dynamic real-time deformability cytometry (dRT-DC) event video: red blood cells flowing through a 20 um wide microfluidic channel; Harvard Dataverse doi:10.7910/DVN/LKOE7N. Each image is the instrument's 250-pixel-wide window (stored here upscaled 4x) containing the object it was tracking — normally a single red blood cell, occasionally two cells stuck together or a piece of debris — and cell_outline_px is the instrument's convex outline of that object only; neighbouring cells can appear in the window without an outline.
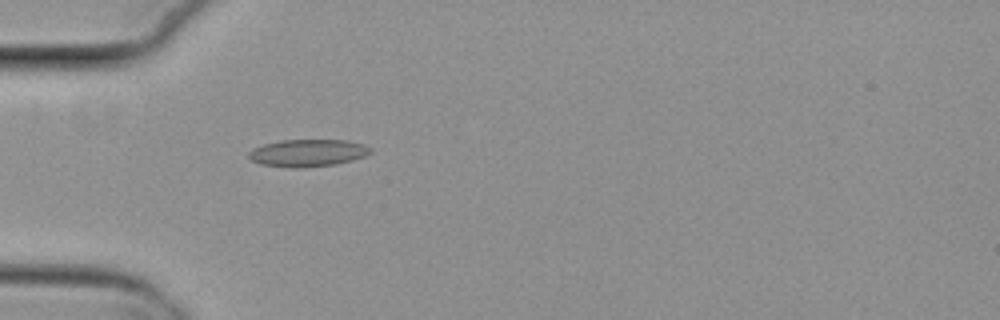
{"species": "common noctule bat (a hibernating species)", "species_latin": "Nyctalus noctula", "temperature_condition": "cold", "stored_images_in_passage": 38, "camera_frame_rate_fps": 3000, "um_per_image_px": 0.085, "animal": {"sex": "female", "body_mass_g": 29.2, "forearm_length_mm": 56.3}, "frame": {"image": 1, "passage_image": 1, "time_ms": 0.0, "image_size_px": [1000, 320], "cell_outline_px": [[372, 152], [364, 156], [352, 160], [336, 164], [300, 168], [292, 168], [260, 164], [252, 160], [248, 156], [248, 152], [252, 148], [264, 144], [280, 140], [348, 140], [364, 144], [372, 148]], "centroid_in_image_um": [26.16, 12.99], "position_along_channel_um": 58.8, "area_um2": 19.48}}
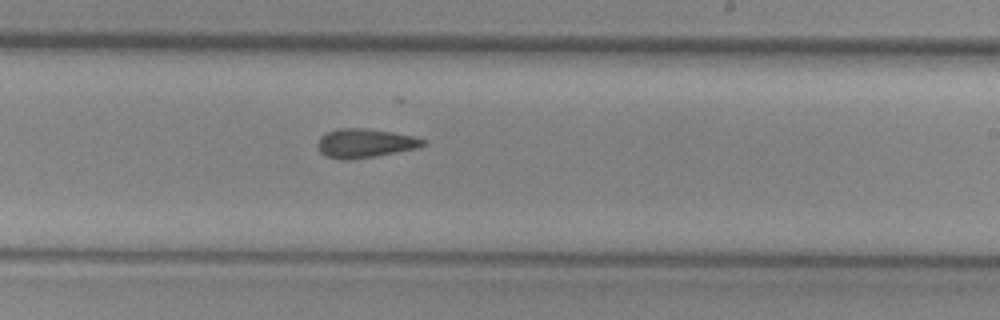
{"frame": {"image": 2, "passage_image": 17, "time_ms": 5.333, "image_size_px": [1000, 320], "cell_outline_px": [[424, 144], [416, 148], [376, 156], [348, 160], [340, 160], [328, 156], [320, 152], [316, 144], [320, 136], [336, 128], [364, 128], [392, 132], [412, 136], [424, 140]], "centroid_in_image_um": [30.95, 12.17], "position_along_channel_um": 258.0, "area_um2": 17.63}}
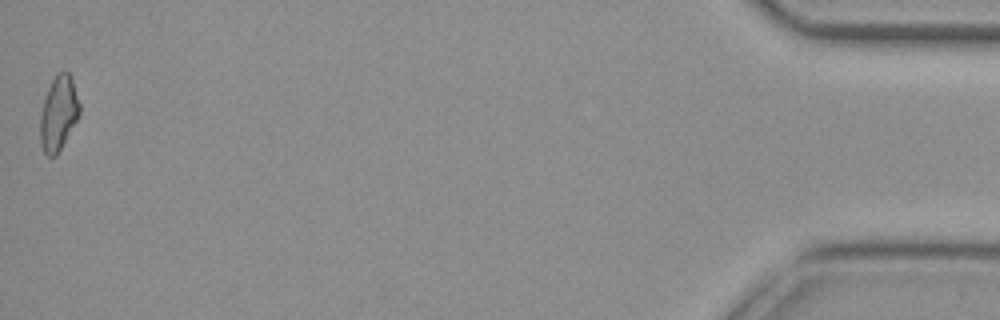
{"frame": {"image": 3, "passage_image": 38, "time_ms": 12.333, "image_size_px": [1000, 320], "cell_outline_px": [[80, 112], [76, 120], [56, 156], [48, 156], [44, 152], [40, 144], [40, 116], [44, 100], [48, 88], [56, 72], [68, 72], [72, 76], [80, 104]], "centroid_in_image_um": [4.97, 9.6], "position_along_channel_um": 430.2, "area_um2": 16.99}, "authors_computed_cell_mechanics": {"area_um2": 17.4556, "velocity_mm_per_s": 3.8398, "shape_relaxation_time_tau1_ms": null, "shape_relaxation_time_tau2_ms": 7.4082, "deformation_change_tau1": null, "deformation_change_tau2": 0.1708}}